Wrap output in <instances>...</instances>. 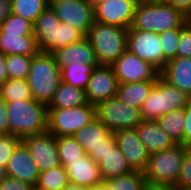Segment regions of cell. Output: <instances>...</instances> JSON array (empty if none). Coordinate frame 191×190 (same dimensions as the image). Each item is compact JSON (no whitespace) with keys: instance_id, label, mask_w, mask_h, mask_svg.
<instances>
[{"instance_id":"1","label":"cell","mask_w":191,"mask_h":190,"mask_svg":"<svg viewBox=\"0 0 191 190\" xmlns=\"http://www.w3.org/2000/svg\"><path fill=\"white\" fill-rule=\"evenodd\" d=\"M9 135L23 139L47 132L48 107L36 100L6 102Z\"/></svg>"},{"instance_id":"2","label":"cell","mask_w":191,"mask_h":190,"mask_svg":"<svg viewBox=\"0 0 191 190\" xmlns=\"http://www.w3.org/2000/svg\"><path fill=\"white\" fill-rule=\"evenodd\" d=\"M27 81L33 99L48 106L62 81L61 69L52 53L39 51L32 56Z\"/></svg>"},{"instance_id":"3","label":"cell","mask_w":191,"mask_h":190,"mask_svg":"<svg viewBox=\"0 0 191 190\" xmlns=\"http://www.w3.org/2000/svg\"><path fill=\"white\" fill-rule=\"evenodd\" d=\"M188 21L189 18L186 15L167 3H147L139 0L129 29L160 34L167 30L181 28Z\"/></svg>"},{"instance_id":"4","label":"cell","mask_w":191,"mask_h":190,"mask_svg":"<svg viewBox=\"0 0 191 190\" xmlns=\"http://www.w3.org/2000/svg\"><path fill=\"white\" fill-rule=\"evenodd\" d=\"M190 148L175 144L171 148L150 154L143 171L148 185L175 186L186 152Z\"/></svg>"},{"instance_id":"5","label":"cell","mask_w":191,"mask_h":190,"mask_svg":"<svg viewBox=\"0 0 191 190\" xmlns=\"http://www.w3.org/2000/svg\"><path fill=\"white\" fill-rule=\"evenodd\" d=\"M128 29L94 22L85 36L93 50L99 65L113 64L127 50Z\"/></svg>"},{"instance_id":"6","label":"cell","mask_w":191,"mask_h":190,"mask_svg":"<svg viewBox=\"0 0 191 190\" xmlns=\"http://www.w3.org/2000/svg\"><path fill=\"white\" fill-rule=\"evenodd\" d=\"M190 102L191 96L188 93L159 76L140 108L141 117L143 120H157L170 111L184 109Z\"/></svg>"},{"instance_id":"7","label":"cell","mask_w":191,"mask_h":190,"mask_svg":"<svg viewBox=\"0 0 191 190\" xmlns=\"http://www.w3.org/2000/svg\"><path fill=\"white\" fill-rule=\"evenodd\" d=\"M95 118L96 107L88 102L72 108L48 109L47 132L56 138L74 135Z\"/></svg>"},{"instance_id":"8","label":"cell","mask_w":191,"mask_h":190,"mask_svg":"<svg viewBox=\"0 0 191 190\" xmlns=\"http://www.w3.org/2000/svg\"><path fill=\"white\" fill-rule=\"evenodd\" d=\"M96 117L111 131L135 128L143 119L139 108L123 102L117 96L96 106Z\"/></svg>"},{"instance_id":"9","label":"cell","mask_w":191,"mask_h":190,"mask_svg":"<svg viewBox=\"0 0 191 190\" xmlns=\"http://www.w3.org/2000/svg\"><path fill=\"white\" fill-rule=\"evenodd\" d=\"M127 49L159 72L166 66L167 60L164 57L158 33L128 29Z\"/></svg>"},{"instance_id":"10","label":"cell","mask_w":191,"mask_h":190,"mask_svg":"<svg viewBox=\"0 0 191 190\" xmlns=\"http://www.w3.org/2000/svg\"><path fill=\"white\" fill-rule=\"evenodd\" d=\"M111 66L119 84L156 81L160 74L155 67L128 49Z\"/></svg>"},{"instance_id":"11","label":"cell","mask_w":191,"mask_h":190,"mask_svg":"<svg viewBox=\"0 0 191 190\" xmlns=\"http://www.w3.org/2000/svg\"><path fill=\"white\" fill-rule=\"evenodd\" d=\"M61 22L82 32L85 36L94 24V8L87 0H61L51 5Z\"/></svg>"},{"instance_id":"12","label":"cell","mask_w":191,"mask_h":190,"mask_svg":"<svg viewBox=\"0 0 191 190\" xmlns=\"http://www.w3.org/2000/svg\"><path fill=\"white\" fill-rule=\"evenodd\" d=\"M28 147L32 159L37 164L39 172L61 166L57 149V138L49 132L29 135L22 139Z\"/></svg>"},{"instance_id":"13","label":"cell","mask_w":191,"mask_h":190,"mask_svg":"<svg viewBox=\"0 0 191 190\" xmlns=\"http://www.w3.org/2000/svg\"><path fill=\"white\" fill-rule=\"evenodd\" d=\"M139 0H108L94 8V21L129 29Z\"/></svg>"},{"instance_id":"14","label":"cell","mask_w":191,"mask_h":190,"mask_svg":"<svg viewBox=\"0 0 191 190\" xmlns=\"http://www.w3.org/2000/svg\"><path fill=\"white\" fill-rule=\"evenodd\" d=\"M118 81L111 65H99L91 73L85 91L88 103L97 105L102 101L115 97Z\"/></svg>"},{"instance_id":"15","label":"cell","mask_w":191,"mask_h":190,"mask_svg":"<svg viewBox=\"0 0 191 190\" xmlns=\"http://www.w3.org/2000/svg\"><path fill=\"white\" fill-rule=\"evenodd\" d=\"M117 146L126 157L133 170L144 171L147 167L150 153L140 141L135 128L120 129L113 132Z\"/></svg>"},{"instance_id":"16","label":"cell","mask_w":191,"mask_h":190,"mask_svg":"<svg viewBox=\"0 0 191 190\" xmlns=\"http://www.w3.org/2000/svg\"><path fill=\"white\" fill-rule=\"evenodd\" d=\"M9 177L22 180L35 186L40 174L37 164L32 159L28 147L21 141L13 151L6 166Z\"/></svg>"},{"instance_id":"17","label":"cell","mask_w":191,"mask_h":190,"mask_svg":"<svg viewBox=\"0 0 191 190\" xmlns=\"http://www.w3.org/2000/svg\"><path fill=\"white\" fill-rule=\"evenodd\" d=\"M65 170L70 183L91 189L103 183L98 164L85 154L81 160L69 161Z\"/></svg>"},{"instance_id":"18","label":"cell","mask_w":191,"mask_h":190,"mask_svg":"<svg viewBox=\"0 0 191 190\" xmlns=\"http://www.w3.org/2000/svg\"><path fill=\"white\" fill-rule=\"evenodd\" d=\"M52 54L60 69L66 65H99L95 51L93 50L92 45L86 37L79 42L58 49Z\"/></svg>"},{"instance_id":"19","label":"cell","mask_w":191,"mask_h":190,"mask_svg":"<svg viewBox=\"0 0 191 190\" xmlns=\"http://www.w3.org/2000/svg\"><path fill=\"white\" fill-rule=\"evenodd\" d=\"M60 19L51 6H48L33 24L34 35L40 51L53 53L55 51V40L57 26Z\"/></svg>"},{"instance_id":"20","label":"cell","mask_w":191,"mask_h":190,"mask_svg":"<svg viewBox=\"0 0 191 190\" xmlns=\"http://www.w3.org/2000/svg\"><path fill=\"white\" fill-rule=\"evenodd\" d=\"M140 141L150 154L171 148L176 143L156 120H142L135 127Z\"/></svg>"},{"instance_id":"21","label":"cell","mask_w":191,"mask_h":190,"mask_svg":"<svg viewBox=\"0 0 191 190\" xmlns=\"http://www.w3.org/2000/svg\"><path fill=\"white\" fill-rule=\"evenodd\" d=\"M159 76L170 85L191 96V58L176 57L167 61Z\"/></svg>"},{"instance_id":"22","label":"cell","mask_w":191,"mask_h":190,"mask_svg":"<svg viewBox=\"0 0 191 190\" xmlns=\"http://www.w3.org/2000/svg\"><path fill=\"white\" fill-rule=\"evenodd\" d=\"M39 51L34 34L20 37L19 35L0 33V52L6 56L15 54L33 56Z\"/></svg>"},{"instance_id":"23","label":"cell","mask_w":191,"mask_h":190,"mask_svg":"<svg viewBox=\"0 0 191 190\" xmlns=\"http://www.w3.org/2000/svg\"><path fill=\"white\" fill-rule=\"evenodd\" d=\"M112 132L96 117L85 127L72 135L81 145L84 152L88 154L91 149H95L102 143Z\"/></svg>"},{"instance_id":"24","label":"cell","mask_w":191,"mask_h":190,"mask_svg":"<svg viewBox=\"0 0 191 190\" xmlns=\"http://www.w3.org/2000/svg\"><path fill=\"white\" fill-rule=\"evenodd\" d=\"M98 166L103 182L133 171L118 146L110 150Z\"/></svg>"},{"instance_id":"25","label":"cell","mask_w":191,"mask_h":190,"mask_svg":"<svg viewBox=\"0 0 191 190\" xmlns=\"http://www.w3.org/2000/svg\"><path fill=\"white\" fill-rule=\"evenodd\" d=\"M87 102L85 91L81 88H76L61 81L53 99L47 106L48 109H63L72 108L83 105Z\"/></svg>"},{"instance_id":"26","label":"cell","mask_w":191,"mask_h":190,"mask_svg":"<svg viewBox=\"0 0 191 190\" xmlns=\"http://www.w3.org/2000/svg\"><path fill=\"white\" fill-rule=\"evenodd\" d=\"M156 81H141L118 84L116 96L125 103L141 108Z\"/></svg>"},{"instance_id":"27","label":"cell","mask_w":191,"mask_h":190,"mask_svg":"<svg viewBox=\"0 0 191 190\" xmlns=\"http://www.w3.org/2000/svg\"><path fill=\"white\" fill-rule=\"evenodd\" d=\"M156 122L176 144H183L185 109L170 111L158 118Z\"/></svg>"},{"instance_id":"28","label":"cell","mask_w":191,"mask_h":190,"mask_svg":"<svg viewBox=\"0 0 191 190\" xmlns=\"http://www.w3.org/2000/svg\"><path fill=\"white\" fill-rule=\"evenodd\" d=\"M0 96L6 102L33 99L27 79L8 78L0 85Z\"/></svg>"},{"instance_id":"29","label":"cell","mask_w":191,"mask_h":190,"mask_svg":"<svg viewBox=\"0 0 191 190\" xmlns=\"http://www.w3.org/2000/svg\"><path fill=\"white\" fill-rule=\"evenodd\" d=\"M99 65L71 66L66 65L61 69L62 81L76 88L86 89L91 73Z\"/></svg>"},{"instance_id":"30","label":"cell","mask_w":191,"mask_h":190,"mask_svg":"<svg viewBox=\"0 0 191 190\" xmlns=\"http://www.w3.org/2000/svg\"><path fill=\"white\" fill-rule=\"evenodd\" d=\"M69 183L67 172L61 165L45 172H40L35 185L39 190H63Z\"/></svg>"},{"instance_id":"31","label":"cell","mask_w":191,"mask_h":190,"mask_svg":"<svg viewBox=\"0 0 191 190\" xmlns=\"http://www.w3.org/2000/svg\"><path fill=\"white\" fill-rule=\"evenodd\" d=\"M111 190H146L148 184L144 172L133 170L106 181Z\"/></svg>"},{"instance_id":"32","label":"cell","mask_w":191,"mask_h":190,"mask_svg":"<svg viewBox=\"0 0 191 190\" xmlns=\"http://www.w3.org/2000/svg\"><path fill=\"white\" fill-rule=\"evenodd\" d=\"M47 0H12V14L21 16L33 24L48 7Z\"/></svg>"},{"instance_id":"33","label":"cell","mask_w":191,"mask_h":190,"mask_svg":"<svg viewBox=\"0 0 191 190\" xmlns=\"http://www.w3.org/2000/svg\"><path fill=\"white\" fill-rule=\"evenodd\" d=\"M57 149L63 167L68 165L69 161L81 160L86 154L72 135L57 137Z\"/></svg>"},{"instance_id":"34","label":"cell","mask_w":191,"mask_h":190,"mask_svg":"<svg viewBox=\"0 0 191 190\" xmlns=\"http://www.w3.org/2000/svg\"><path fill=\"white\" fill-rule=\"evenodd\" d=\"M32 62V56L8 55L6 56V70L10 79H27Z\"/></svg>"},{"instance_id":"35","label":"cell","mask_w":191,"mask_h":190,"mask_svg":"<svg viewBox=\"0 0 191 190\" xmlns=\"http://www.w3.org/2000/svg\"><path fill=\"white\" fill-rule=\"evenodd\" d=\"M0 33L28 36L34 34L33 23L29 20L10 14L0 25Z\"/></svg>"},{"instance_id":"36","label":"cell","mask_w":191,"mask_h":190,"mask_svg":"<svg viewBox=\"0 0 191 190\" xmlns=\"http://www.w3.org/2000/svg\"><path fill=\"white\" fill-rule=\"evenodd\" d=\"M83 38H85V35L82 32L66 23L60 22V25L57 26L55 51L79 42Z\"/></svg>"},{"instance_id":"37","label":"cell","mask_w":191,"mask_h":190,"mask_svg":"<svg viewBox=\"0 0 191 190\" xmlns=\"http://www.w3.org/2000/svg\"><path fill=\"white\" fill-rule=\"evenodd\" d=\"M181 28H174L159 34L161 47L167 61L177 57V45L179 43Z\"/></svg>"},{"instance_id":"38","label":"cell","mask_w":191,"mask_h":190,"mask_svg":"<svg viewBox=\"0 0 191 190\" xmlns=\"http://www.w3.org/2000/svg\"><path fill=\"white\" fill-rule=\"evenodd\" d=\"M22 141L14 135H0V164L7 166L16 146Z\"/></svg>"},{"instance_id":"39","label":"cell","mask_w":191,"mask_h":190,"mask_svg":"<svg viewBox=\"0 0 191 190\" xmlns=\"http://www.w3.org/2000/svg\"><path fill=\"white\" fill-rule=\"evenodd\" d=\"M175 187L178 190H191V148L185 154Z\"/></svg>"},{"instance_id":"40","label":"cell","mask_w":191,"mask_h":190,"mask_svg":"<svg viewBox=\"0 0 191 190\" xmlns=\"http://www.w3.org/2000/svg\"><path fill=\"white\" fill-rule=\"evenodd\" d=\"M177 57L191 58V23L189 21L181 27Z\"/></svg>"},{"instance_id":"41","label":"cell","mask_w":191,"mask_h":190,"mask_svg":"<svg viewBox=\"0 0 191 190\" xmlns=\"http://www.w3.org/2000/svg\"><path fill=\"white\" fill-rule=\"evenodd\" d=\"M117 146L115 136L113 132L104 140V143L91 149L88 155L99 164L103 158L109 153L110 150H113Z\"/></svg>"},{"instance_id":"42","label":"cell","mask_w":191,"mask_h":190,"mask_svg":"<svg viewBox=\"0 0 191 190\" xmlns=\"http://www.w3.org/2000/svg\"><path fill=\"white\" fill-rule=\"evenodd\" d=\"M33 187L30 183L9 176L0 182V190H31Z\"/></svg>"},{"instance_id":"43","label":"cell","mask_w":191,"mask_h":190,"mask_svg":"<svg viewBox=\"0 0 191 190\" xmlns=\"http://www.w3.org/2000/svg\"><path fill=\"white\" fill-rule=\"evenodd\" d=\"M185 109V124L183 133V145L191 148V102Z\"/></svg>"},{"instance_id":"44","label":"cell","mask_w":191,"mask_h":190,"mask_svg":"<svg viewBox=\"0 0 191 190\" xmlns=\"http://www.w3.org/2000/svg\"><path fill=\"white\" fill-rule=\"evenodd\" d=\"M0 135H9L6 101L0 96Z\"/></svg>"},{"instance_id":"45","label":"cell","mask_w":191,"mask_h":190,"mask_svg":"<svg viewBox=\"0 0 191 190\" xmlns=\"http://www.w3.org/2000/svg\"><path fill=\"white\" fill-rule=\"evenodd\" d=\"M167 4L191 18V0H169Z\"/></svg>"},{"instance_id":"46","label":"cell","mask_w":191,"mask_h":190,"mask_svg":"<svg viewBox=\"0 0 191 190\" xmlns=\"http://www.w3.org/2000/svg\"><path fill=\"white\" fill-rule=\"evenodd\" d=\"M12 0H0V25L12 13Z\"/></svg>"},{"instance_id":"47","label":"cell","mask_w":191,"mask_h":190,"mask_svg":"<svg viewBox=\"0 0 191 190\" xmlns=\"http://www.w3.org/2000/svg\"><path fill=\"white\" fill-rule=\"evenodd\" d=\"M5 65L6 55L0 52V85H2L8 79V73Z\"/></svg>"},{"instance_id":"48","label":"cell","mask_w":191,"mask_h":190,"mask_svg":"<svg viewBox=\"0 0 191 190\" xmlns=\"http://www.w3.org/2000/svg\"><path fill=\"white\" fill-rule=\"evenodd\" d=\"M146 190H178L175 186L148 185Z\"/></svg>"},{"instance_id":"49","label":"cell","mask_w":191,"mask_h":190,"mask_svg":"<svg viewBox=\"0 0 191 190\" xmlns=\"http://www.w3.org/2000/svg\"><path fill=\"white\" fill-rule=\"evenodd\" d=\"M63 190H87V188L69 182Z\"/></svg>"},{"instance_id":"50","label":"cell","mask_w":191,"mask_h":190,"mask_svg":"<svg viewBox=\"0 0 191 190\" xmlns=\"http://www.w3.org/2000/svg\"><path fill=\"white\" fill-rule=\"evenodd\" d=\"M87 1L89 2V4H90L93 8H95L97 5L102 4V3H104V2H106V1H108V0H87Z\"/></svg>"},{"instance_id":"51","label":"cell","mask_w":191,"mask_h":190,"mask_svg":"<svg viewBox=\"0 0 191 190\" xmlns=\"http://www.w3.org/2000/svg\"><path fill=\"white\" fill-rule=\"evenodd\" d=\"M7 176L6 167L0 164V182Z\"/></svg>"},{"instance_id":"52","label":"cell","mask_w":191,"mask_h":190,"mask_svg":"<svg viewBox=\"0 0 191 190\" xmlns=\"http://www.w3.org/2000/svg\"><path fill=\"white\" fill-rule=\"evenodd\" d=\"M96 190H111L106 182H103L99 186L96 187Z\"/></svg>"},{"instance_id":"53","label":"cell","mask_w":191,"mask_h":190,"mask_svg":"<svg viewBox=\"0 0 191 190\" xmlns=\"http://www.w3.org/2000/svg\"><path fill=\"white\" fill-rule=\"evenodd\" d=\"M147 3H168L169 0H142Z\"/></svg>"},{"instance_id":"54","label":"cell","mask_w":191,"mask_h":190,"mask_svg":"<svg viewBox=\"0 0 191 190\" xmlns=\"http://www.w3.org/2000/svg\"><path fill=\"white\" fill-rule=\"evenodd\" d=\"M61 1V0H47L48 5L51 6L54 2Z\"/></svg>"},{"instance_id":"55","label":"cell","mask_w":191,"mask_h":190,"mask_svg":"<svg viewBox=\"0 0 191 190\" xmlns=\"http://www.w3.org/2000/svg\"><path fill=\"white\" fill-rule=\"evenodd\" d=\"M31 190H39V189L34 186Z\"/></svg>"},{"instance_id":"56","label":"cell","mask_w":191,"mask_h":190,"mask_svg":"<svg viewBox=\"0 0 191 190\" xmlns=\"http://www.w3.org/2000/svg\"><path fill=\"white\" fill-rule=\"evenodd\" d=\"M87 190H96V187H93V188H91V189H87Z\"/></svg>"}]
</instances>
